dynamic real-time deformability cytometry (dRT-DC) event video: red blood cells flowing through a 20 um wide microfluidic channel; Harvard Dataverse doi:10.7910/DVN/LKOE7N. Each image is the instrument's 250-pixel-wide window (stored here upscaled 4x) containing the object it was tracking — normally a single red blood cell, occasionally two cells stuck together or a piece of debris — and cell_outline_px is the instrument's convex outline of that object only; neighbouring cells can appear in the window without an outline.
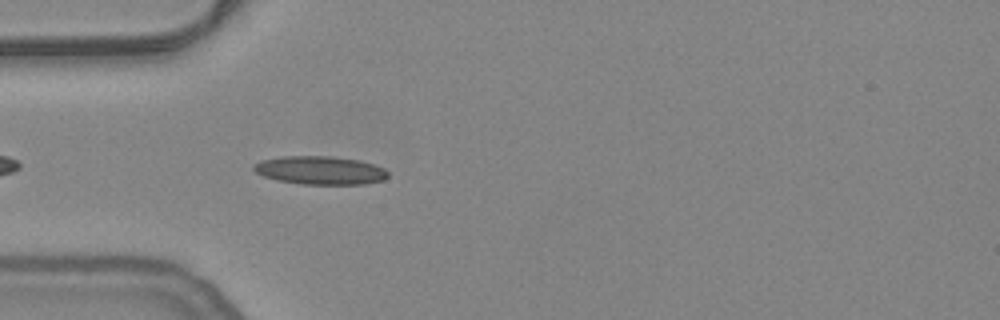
{"species": "common noctule bat (a hibernating species)", "species_latin": "Nyctalus noctula", "temperature_condition": "warm", "stored_images_in_passage": 23, "camera_frame_rate_fps": 3000, "um_per_image_px": 0.085, "animal": {"sex": "female", "body_mass_g": 24.6, "forearm_length_mm": 56.2}, "frame": {"image": 1, "passage_image": 4, "time_ms": 1.0, "image_size_px": [1000, 320], "cell_outline_px": [[388, 176], [384, 180], [364, 184], [300, 184], [276, 180], [264, 176], [256, 172], [252, 168], [252, 164], [260, 160], [280, 156], [332, 156], [360, 160], [384, 168], [388, 172]], "centroid_in_image_um": [27.19, 14.47], "position_along_channel_um": 57.8, "area_um2": 22.37}}
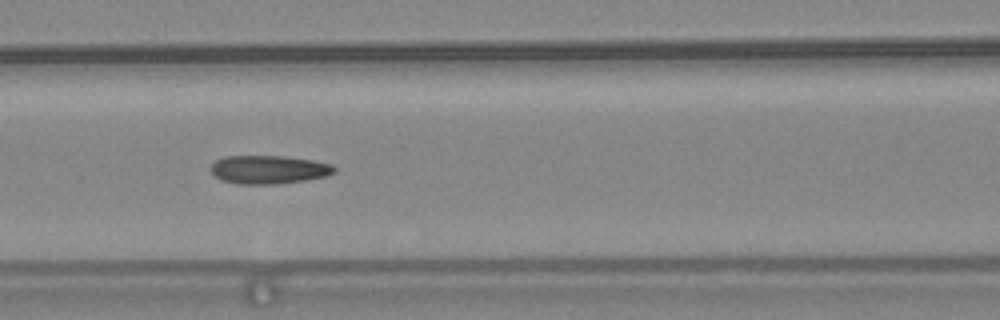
{"frame": {"image": 2, "passage_image": 11, "time_ms": 3.333, "image_size_px": [1000, 320], "cell_outline_px": [[336, 172], [328, 176], [308, 180], [276, 184], [236, 184], [220, 180], [208, 168], [216, 160], [224, 156], [284, 156], [312, 160], [332, 164], [336, 168]], "centroid_in_image_um": [22.85, 14.42], "position_along_channel_um": 143.7, "area_um2": 20.75}}
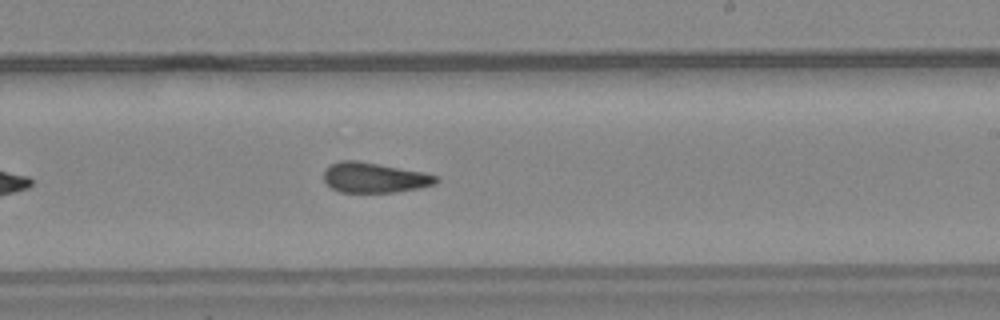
{"frame": {"image": 3, "passage_image": 20, "time_ms": 6.333, "image_size_px": [1000, 320], "cell_outline_px": [[440, 180], [436, 184], [396, 192], [340, 192], [332, 188], [324, 180], [324, 168], [340, 160], [356, 160], [424, 172], [436, 176]], "centroid_in_image_um": [31.81, 15.09], "position_along_channel_um": 257.2, "area_um2": 19.65}}